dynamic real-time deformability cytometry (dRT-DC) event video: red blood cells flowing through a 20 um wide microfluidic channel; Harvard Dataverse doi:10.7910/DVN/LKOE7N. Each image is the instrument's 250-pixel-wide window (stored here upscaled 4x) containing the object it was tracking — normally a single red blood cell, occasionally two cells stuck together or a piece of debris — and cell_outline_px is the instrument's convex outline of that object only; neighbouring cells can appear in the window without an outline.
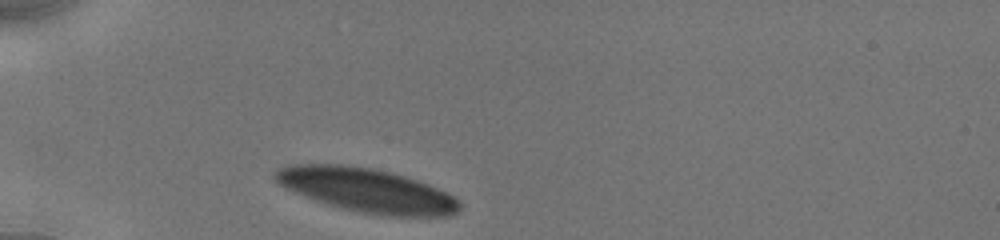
{"species": "human", "species_latin": "Homo sapiens", "temperature_condition": "cold", "stored_images_in_passage": 2, "camera_frame_rate_fps": 3000, "um_per_image_px": 0.085, "donor": {"sex": "male"}, "frame": {"image": 1, "passage_image": 1, "time_ms": 0.0, "image_size_px": [1000, 240], "cell_outline_px": [[460, 212], [452, 216], [380, 216], [340, 208], [316, 200], [284, 188], [276, 180], [276, 172], [280, 168], [292, 164], [344, 164], [372, 168], [404, 176], [428, 184], [460, 200]], "centroid_in_image_um": [31.21, 16.18], "position_along_channel_um": 53.8, "area_um2": 46.99}}